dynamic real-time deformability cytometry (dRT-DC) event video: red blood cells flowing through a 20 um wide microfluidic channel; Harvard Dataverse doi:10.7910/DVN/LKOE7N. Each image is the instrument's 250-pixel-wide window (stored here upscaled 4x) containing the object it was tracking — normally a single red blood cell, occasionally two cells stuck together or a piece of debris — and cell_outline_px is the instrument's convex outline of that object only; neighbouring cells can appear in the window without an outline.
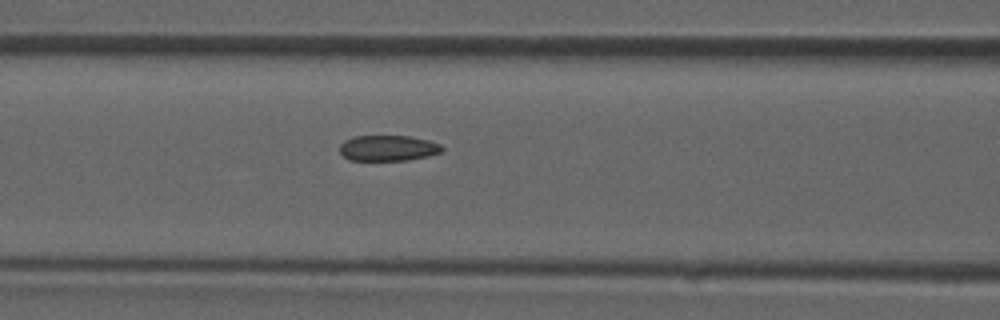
{"species": "common noctule bat (a hibernating species)", "species_latin": "Nyctalus noctula", "temperature_condition": "room temperature", "stored_images_in_passage": 31, "camera_frame_rate_fps": 3000, "um_per_image_px": 0.085, "animal": {"sex": "male", "forearm_length_mm": 52.5}, "frame": {"image": 1, "passage_image": 5, "time_ms": 1.333, "image_size_px": [1000, 320], "cell_outline_px": [[444, 148], [440, 152], [428, 156], [408, 160], [348, 160], [340, 152], [340, 144], [344, 140], [356, 136], [408, 136], [428, 140], [440, 144]], "centroid_in_image_um": [32.97, 12.59], "position_along_channel_um": 133.6, "area_um2": 15.26}}